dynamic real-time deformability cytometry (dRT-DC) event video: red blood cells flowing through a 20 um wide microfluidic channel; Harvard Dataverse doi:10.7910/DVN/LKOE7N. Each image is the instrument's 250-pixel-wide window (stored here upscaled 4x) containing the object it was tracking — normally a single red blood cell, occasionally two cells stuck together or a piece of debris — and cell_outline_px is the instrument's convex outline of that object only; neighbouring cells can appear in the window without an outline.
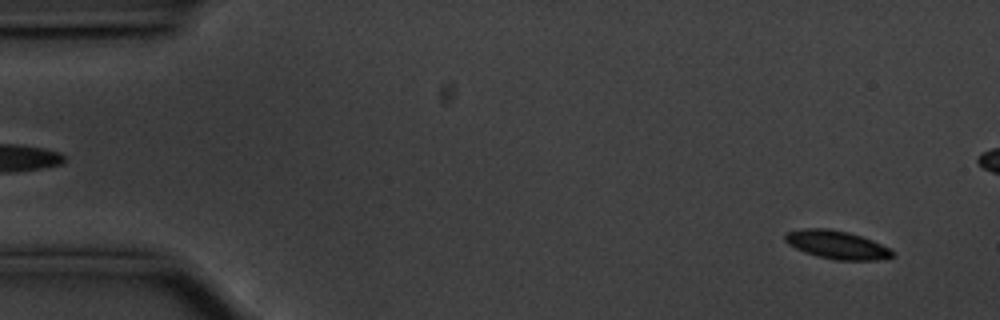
{"species": "common noctule bat (a hibernating species)", "species_latin": "Nyctalus noctula", "temperature_condition": "cold", "stored_images_in_passage": 57, "camera_frame_rate_fps": 3000, "um_per_image_px": 0.085, "animal": {"sex": "male", "body_mass_g": 20.1, "forearm_length_mm": 53.5}, "frame": {"image": 1, "passage_image": 3, "time_ms": 0.667, "image_size_px": [1000, 320], "cell_outline_px": [[892, 256], [876, 260], [836, 260], [816, 256], [804, 252], [788, 244], [784, 240], [784, 236], [788, 232], [804, 228], [828, 228], [848, 232], [872, 240], [888, 248], [892, 252]], "centroid_in_image_um": [71.07, 20.8], "position_along_channel_um": 13.9, "area_um2": 17.46}}
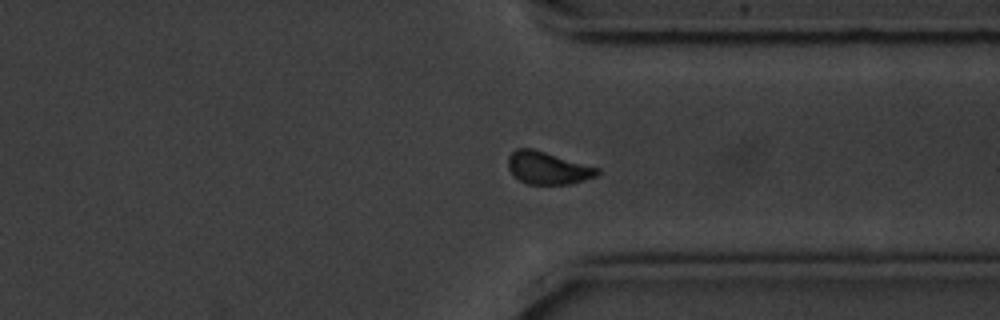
{"frame": {"image": 2, "passage_image": 42, "time_ms": 13.667, "image_size_px": [1000, 320], "cell_outline_px": [[600, 172], [596, 176], [572, 184], [528, 184], [512, 176], [508, 168], [508, 156], [516, 148], [532, 148], [600, 168]], "centroid_in_image_um": [46.55, 14.28], "position_along_channel_um": 364.9, "area_um2": 16.99}}
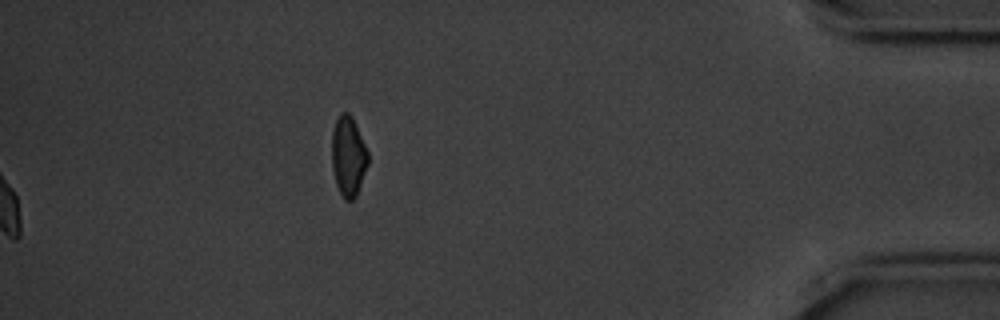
{"frame": {"image": 3, "passage_image": 57, "time_ms": 18.667, "image_size_px": [1000, 320], "cell_outline_px": [[368, 164], [356, 196], [352, 200], [344, 200], [336, 184], [332, 168], [332, 132], [336, 120], [340, 112], [348, 112], [352, 116], [368, 152]], "centroid_in_image_um": [29.6, 13.27], "position_along_channel_um": 405.6, "area_um2": 16.82}, "authors_computed_cell_mechanics": {"area_um2": 17.3978, "velocity_mm_per_s": 3.5167, "shape_relaxation_time_tau1_ms": null, "shape_relaxation_time_tau2_ms": 7.8339, "deformation_change_tau1": null, "deformation_change_tau2": 0.074}}